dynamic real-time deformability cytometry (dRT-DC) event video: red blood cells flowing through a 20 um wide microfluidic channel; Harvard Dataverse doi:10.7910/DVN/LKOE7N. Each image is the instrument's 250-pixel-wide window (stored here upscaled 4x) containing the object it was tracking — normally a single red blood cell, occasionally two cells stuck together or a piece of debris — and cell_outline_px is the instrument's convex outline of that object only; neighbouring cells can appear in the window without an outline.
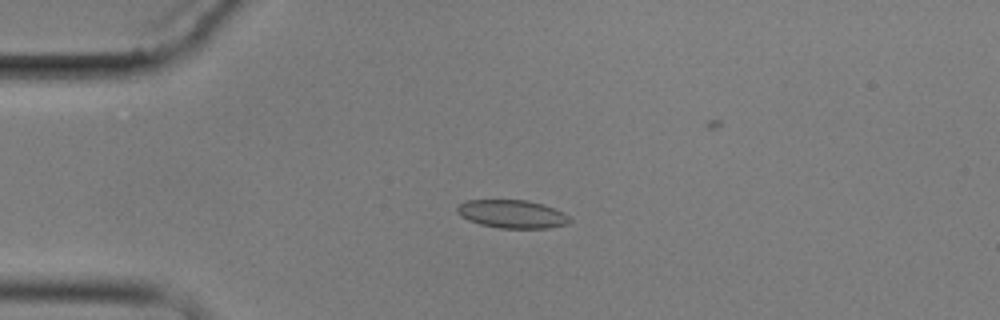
{"species": "common noctule bat (a hibernating species)", "species_latin": "Nyctalus noctula", "temperature_condition": "cold", "stored_images_in_passage": 4, "camera_frame_rate_fps": 3000, "um_per_image_px": 0.085, "animal": {"sex": "male", "body_mass_g": 17.9}, "frame": {"image": 1, "passage_image": 3, "time_ms": 2.667, "image_size_px": [1000, 320], "cell_outline_px": [[572, 220], [568, 224], [548, 228], [500, 228], [480, 224], [468, 220], [460, 216], [456, 212], [456, 208], [460, 204], [468, 200], [528, 200], [544, 204], [564, 212]], "centroid_in_image_um": [43.55, 18.19], "position_along_channel_um": 41.5, "area_um2": 18.61}}